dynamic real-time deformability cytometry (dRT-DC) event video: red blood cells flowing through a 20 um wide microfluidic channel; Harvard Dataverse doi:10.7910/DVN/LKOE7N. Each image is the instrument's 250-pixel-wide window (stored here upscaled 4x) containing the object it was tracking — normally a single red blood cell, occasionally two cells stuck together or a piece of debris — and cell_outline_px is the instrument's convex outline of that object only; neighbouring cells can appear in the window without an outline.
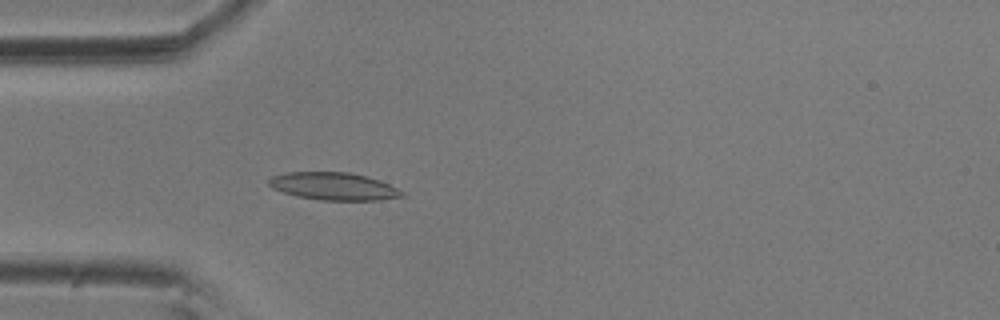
{"species": "common noctule bat (a hibernating species)", "species_latin": "Nyctalus noctula", "temperature_condition": "room temperature", "stored_images_in_passage": 5, "camera_frame_rate_fps": 3000, "um_per_image_px": 0.085, "animal": {"sex": "male", "body_mass_g": 20.5, "forearm_length_mm": 52.5}, "frame": {"image": 1, "passage_image": 5, "time_ms": 1.333, "image_size_px": [1000, 320], "cell_outline_px": [[404, 196], [380, 200], [320, 200], [296, 196], [272, 188], [268, 184], [268, 180], [272, 176], [288, 172], [348, 172], [380, 180], [404, 192]], "centroid_in_image_um": [28.34, 15.83], "position_along_channel_um": 56.7, "area_um2": 21.27}}